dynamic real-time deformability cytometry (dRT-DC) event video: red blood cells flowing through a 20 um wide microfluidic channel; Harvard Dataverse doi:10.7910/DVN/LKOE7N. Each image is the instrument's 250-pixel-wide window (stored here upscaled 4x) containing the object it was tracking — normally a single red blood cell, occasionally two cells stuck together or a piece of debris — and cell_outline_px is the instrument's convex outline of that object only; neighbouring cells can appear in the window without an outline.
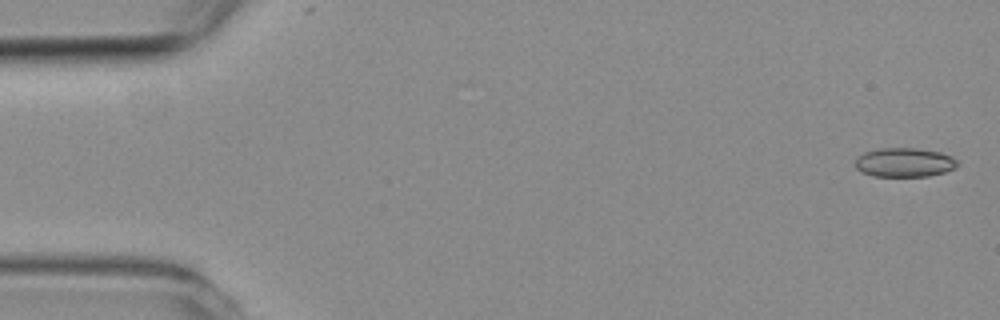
{"species": "common noctule bat (a hibernating species)", "species_latin": "Nyctalus noctula", "temperature_condition": "room temperature", "stored_images_in_passage": 6, "segment_of_instrument_passage": [1, 2], "camera_frame_rate_fps": 3000, "um_per_image_px": 0.085, "animal": {"sex": "female", "body_mass_g": 19.3, "forearm_length_mm": 54.1}, "frame": {"image": 1, "passage_image": 1, "time_ms": 0.0, "image_size_px": [1000, 320], "cell_outline_px": [[960, 164], [956, 168], [944, 172], [928, 176], [872, 176], [860, 172], [856, 168], [856, 156], [864, 152], [880, 148], [916, 148], [940, 152], [952, 156]], "centroid_in_image_um": [76.87, 13.8], "position_along_channel_um": 8.1, "area_um2": 17.51}}
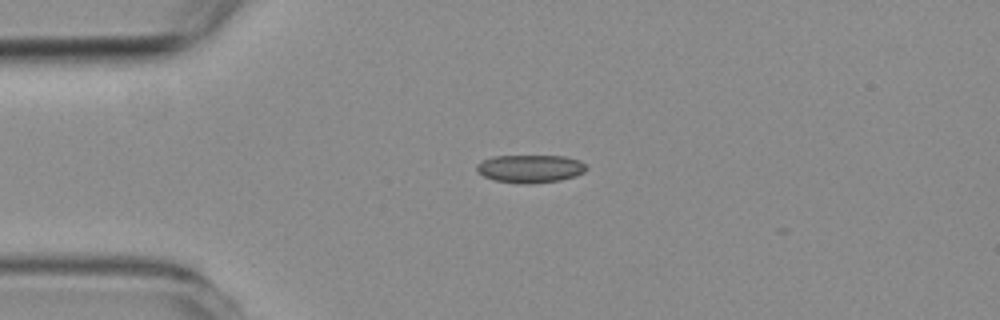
{"frame": {"image": 2, "passage_image": 4, "time_ms": 3.667, "image_size_px": [1000, 320], "cell_outline_px": [[588, 168], [584, 172], [576, 176], [560, 180], [528, 184], [524, 184], [496, 180], [484, 176], [476, 168], [476, 164], [480, 160], [492, 156], [564, 156], [580, 160]], "centroid_in_image_um": [45.07, 14.33], "position_along_channel_um": 39.9, "area_um2": 17.86}}